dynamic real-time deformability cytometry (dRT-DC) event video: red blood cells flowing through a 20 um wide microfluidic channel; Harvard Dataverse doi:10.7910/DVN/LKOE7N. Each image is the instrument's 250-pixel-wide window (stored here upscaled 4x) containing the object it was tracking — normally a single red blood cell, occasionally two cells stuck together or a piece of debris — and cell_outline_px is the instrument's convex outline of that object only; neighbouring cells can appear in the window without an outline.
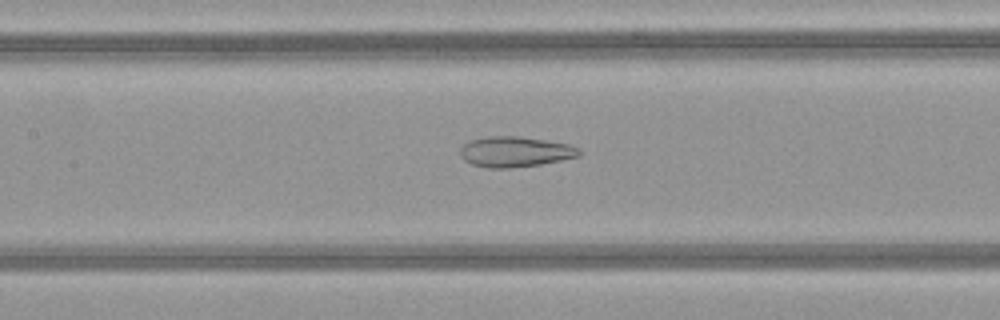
{"species": "common noctule bat (a hibernating species)", "species_latin": "Nyctalus noctula", "temperature_condition": "warm", "stored_images_in_passage": 37, "camera_frame_rate_fps": 3000, "um_per_image_px": 0.085, "animal": {"sex": "female", "body_mass_g": 21.9}, "frame": {"image": 1, "passage_image": 11, "time_ms": 3.333, "image_size_px": [1000, 320], "cell_outline_px": [[580, 156], [540, 164], [512, 168], [488, 168], [472, 164], [464, 160], [460, 156], [460, 148], [468, 140], [488, 136], [516, 136], [544, 140], [568, 144], [580, 148]], "centroid_in_image_um": [43.75, 12.9], "position_along_channel_um": 163.7, "area_um2": 21.1}}
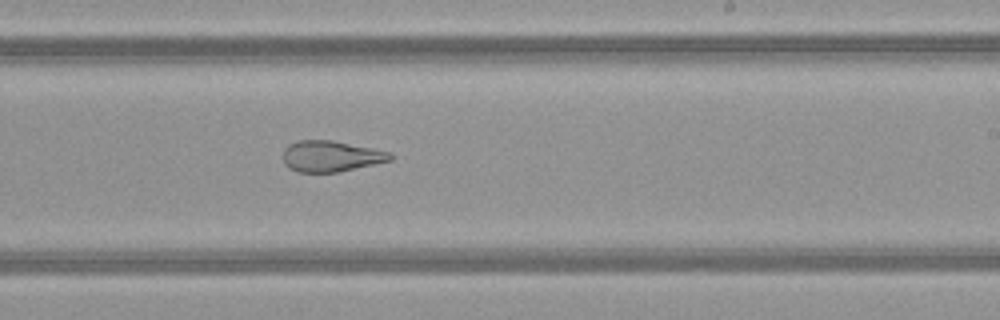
{"frame": {"image": 2, "passage_image": 18, "time_ms": 5.667, "image_size_px": [1000, 320], "cell_outline_px": [[392, 160], [340, 172], [300, 172], [288, 168], [284, 164], [284, 148], [288, 144], [296, 140], [332, 140], [392, 152]], "centroid_in_image_um": [28.12, 13.27], "position_along_channel_um": 260.9, "area_um2": 19.48}}
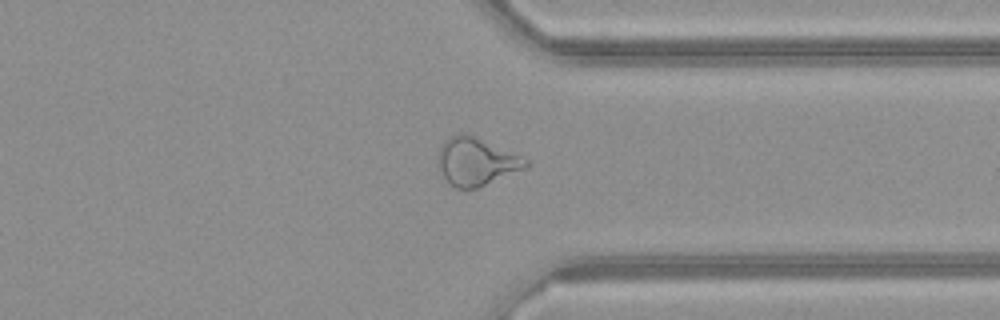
{"frame": {"image": 3, "passage_image": 26, "time_ms": 8.333, "image_size_px": [1000, 320], "cell_outline_px": [[528, 164], [524, 168], [476, 188], [456, 188], [448, 184], [440, 172], [436, 164], [436, 156], [444, 140], [456, 132], [464, 132], [476, 136], [520, 156], [528, 160]], "centroid_in_image_um": [40.37, 13.71], "position_along_channel_um": 371.0, "area_um2": 24.45}, "authors_computed_cell_mechanics": {"area_um2": 23.8136, "velocity_mm_per_s": 4.1845, "shape_relaxation_time_tau1_ms": null, "shape_relaxation_time_tau2_ms": 2.442, "deformation_change_tau1": null, "deformation_change_tau2": 0.1258}}